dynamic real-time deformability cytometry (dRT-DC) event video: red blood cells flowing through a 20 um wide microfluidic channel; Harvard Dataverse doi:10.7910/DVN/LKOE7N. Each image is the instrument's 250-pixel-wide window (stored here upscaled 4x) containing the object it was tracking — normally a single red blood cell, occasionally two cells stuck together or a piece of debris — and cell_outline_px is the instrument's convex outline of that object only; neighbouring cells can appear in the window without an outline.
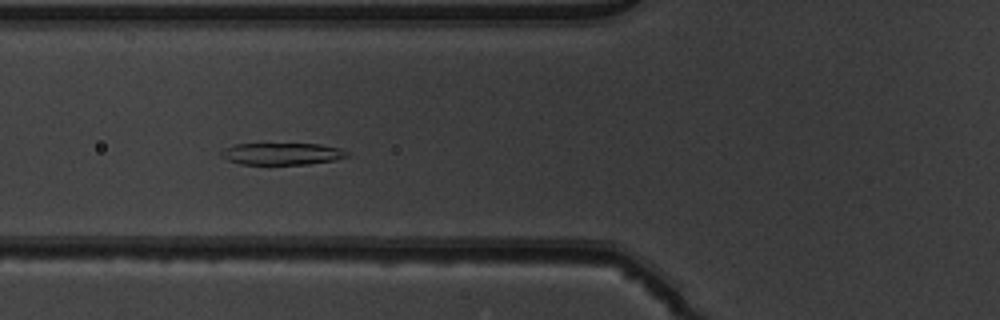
{"species": "common noctule bat (a hibernating species)", "species_latin": "Nyctalus noctula", "temperature_condition": "warm", "stored_images_in_passage": 53, "camera_frame_rate_fps": 3000, "um_per_image_px": 0.085, "animal": {"sex": "male", "body_mass_g": 19.5, "forearm_length_mm": 54.6}, "frame": {"image": 1, "passage_image": 21, "time_ms": 6.667, "image_size_px": [1000, 320], "cell_outline_px": [[348, 156], [336, 160], [308, 164], [240, 164], [228, 160], [220, 156], [220, 152], [224, 148], [236, 144], [320, 144], [340, 148], [348, 152]], "centroid_in_image_um": [23.97, 13.07], "position_along_channel_um": 101.8, "area_um2": 16.07}}
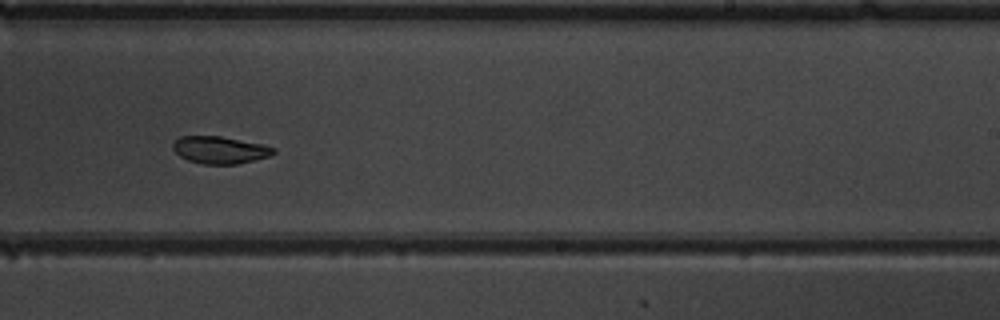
{"frame": {"image": 2, "passage_image": 34, "time_ms": 11.0, "image_size_px": [1000, 320], "cell_outline_px": [[276, 152], [268, 156], [236, 164], [204, 164], [188, 160], [180, 156], [172, 148], [172, 144], [180, 136], [220, 136], [260, 144], [276, 148]], "centroid_in_image_um": [18.66, 12.74], "position_along_channel_um": 270.3, "area_um2": 15.72}}
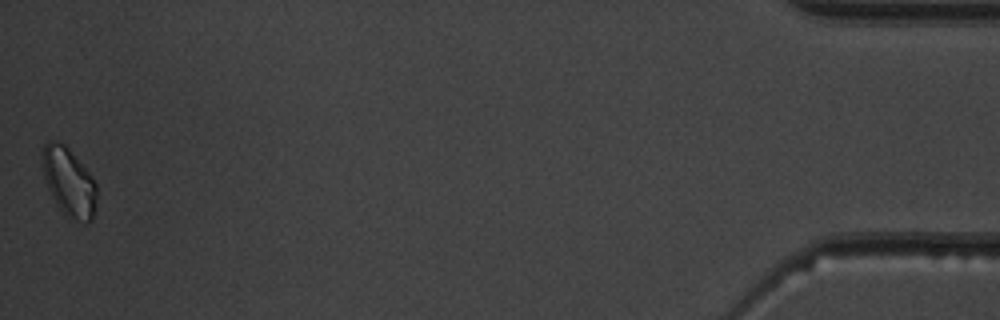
{"frame": {"image": 3, "passage_image": 53, "time_ms": 17.333, "image_size_px": [1000, 320], "cell_outline_px": [[96, 204], [92, 220], [88, 220], [64, 216], [56, 204], [48, 188], [44, 176], [44, 144], [48, 140], [52, 140], [64, 144], [68, 148], [92, 176], [96, 184]], "centroid_in_image_um": [5.87, 15.47], "position_along_channel_um": 429.3, "area_um2": 21.04}, "authors_computed_cell_mechanics": {"area_um2": 17.6868, "velocity_mm_per_s": 3.8946, "shape_relaxation_time_tau1_ms": 7.3646, "shape_relaxation_time_tau2_ms": 2.3931, "deformation_change_tau1": 0.2631, "deformation_change_tau2": 0.0624}}